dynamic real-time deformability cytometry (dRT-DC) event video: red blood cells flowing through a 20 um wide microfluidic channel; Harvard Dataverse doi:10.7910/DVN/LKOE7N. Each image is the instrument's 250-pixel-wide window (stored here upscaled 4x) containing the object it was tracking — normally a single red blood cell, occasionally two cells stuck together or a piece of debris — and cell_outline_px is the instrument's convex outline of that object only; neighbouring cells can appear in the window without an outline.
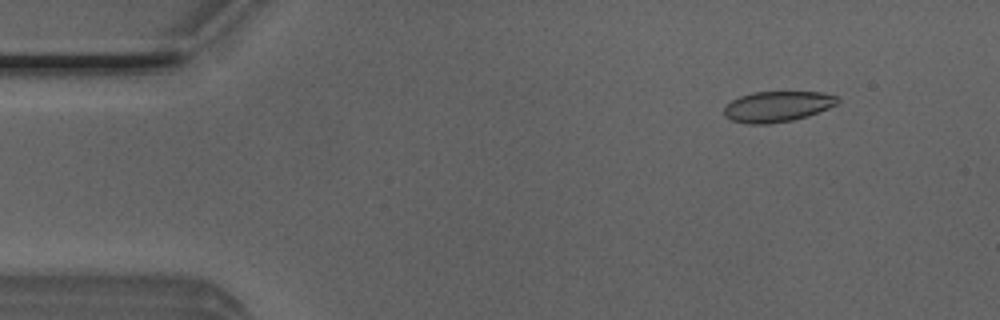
{"species": "Egyptian fruit bat (a non-hibernating species)", "species_latin": "Rousettus aegyptiacus", "temperature_condition": "room temperature", "stored_images_in_passage": 51, "camera_frame_rate_fps": 3000, "um_per_image_px": 0.085, "animal": {"sex": "male"}, "frame": {"image": 1, "passage_image": 6, "time_ms": 1.667, "image_size_px": [1000, 320], "cell_outline_px": [[840, 100], [836, 104], [828, 108], [808, 116], [792, 120], [768, 124], [748, 124], [732, 120], [724, 116], [724, 108], [732, 100], [740, 96], [752, 92], [820, 92], [836, 96]], "centroid_in_image_um": [66.06, 9.05], "position_along_channel_um": 18.9, "area_um2": 20.17}}
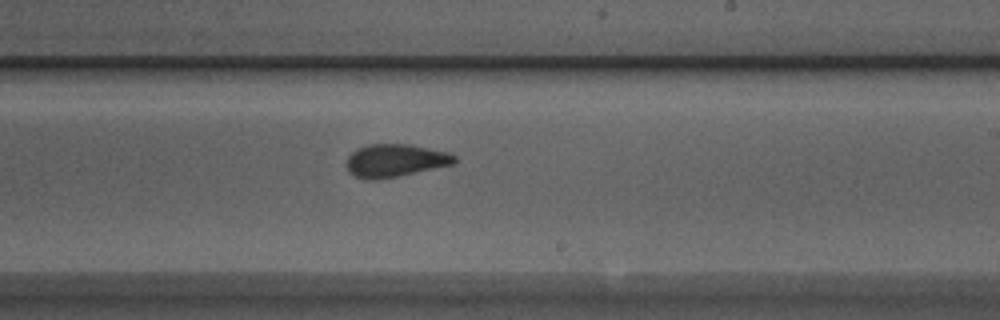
{"frame": {"image": 2, "passage_image": 30, "time_ms": 9.667, "image_size_px": [1000, 320], "cell_outline_px": [[456, 160], [452, 164], [396, 176], [376, 180], [364, 180], [348, 172], [344, 164], [348, 156], [356, 148], [364, 144], [408, 144], [448, 152], [456, 156]], "centroid_in_image_um": [33.5, 13.64], "position_along_channel_um": 255.5, "area_um2": 20.69}}
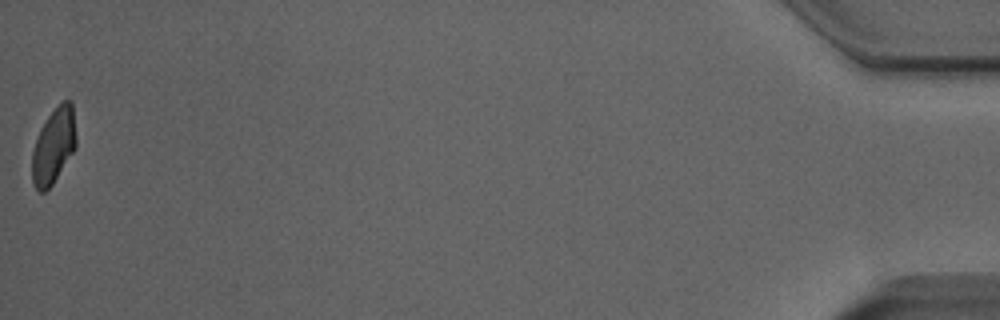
{"frame": {"image": 3, "passage_image": 51, "time_ms": 16.667, "image_size_px": [1000, 320], "cell_outline_px": [[76, 148], [52, 184], [44, 192], [40, 192], [36, 188], [32, 180], [32, 152], [40, 128], [48, 116], [64, 100], [72, 100], [76, 136]], "centroid_in_image_um": [4.57, 12.39], "position_along_channel_um": 430.6, "area_um2": 19.19}, "authors_computed_cell_mechanics": {"area_um2": 20.8658, "velocity_mm_per_s": 4.0172, "shape_relaxation_time_tau1_ms": 5.6036, "shape_relaxation_time_tau2_ms": 1.2337, "deformation_change_tau1": 0.1441, "deformation_change_tau2": 0.0489}}